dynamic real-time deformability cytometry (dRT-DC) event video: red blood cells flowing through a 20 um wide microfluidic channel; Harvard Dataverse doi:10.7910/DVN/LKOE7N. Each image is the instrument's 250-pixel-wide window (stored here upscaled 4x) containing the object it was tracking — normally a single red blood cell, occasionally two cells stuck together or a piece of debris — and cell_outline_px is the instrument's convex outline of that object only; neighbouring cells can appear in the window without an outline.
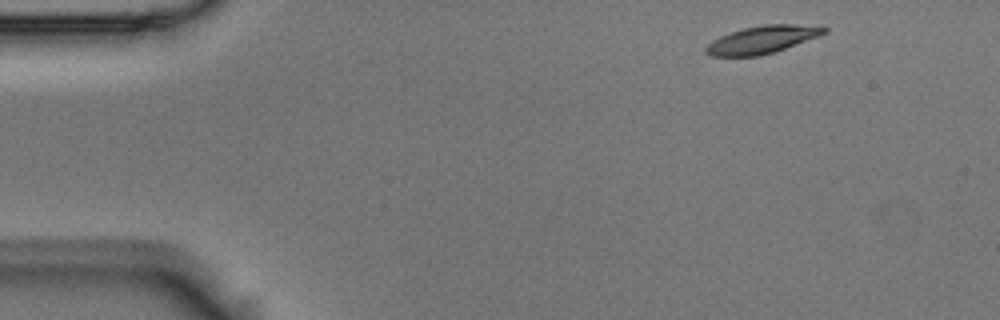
{"species": "Egyptian fruit bat (a non-hibernating species)", "species_latin": "Rousettus aegyptiacus", "temperature_condition": "room temperature", "stored_images_in_passage": 2, "camera_frame_rate_fps": 3000, "um_per_image_px": 0.085, "animal": {"sex": "male"}, "frame": {"image": 1, "passage_image": 1, "time_ms": 0.0, "image_size_px": [1000, 320], "cell_outline_px": [[828, 32], [784, 48], [760, 56], [712, 56], [704, 52], [704, 48], [712, 40], [720, 36], [744, 28], [764, 24], [792, 24], [828, 28]], "centroid_in_image_um": [64.72, 3.37], "position_along_channel_um": 20.3, "area_um2": 18.61}}